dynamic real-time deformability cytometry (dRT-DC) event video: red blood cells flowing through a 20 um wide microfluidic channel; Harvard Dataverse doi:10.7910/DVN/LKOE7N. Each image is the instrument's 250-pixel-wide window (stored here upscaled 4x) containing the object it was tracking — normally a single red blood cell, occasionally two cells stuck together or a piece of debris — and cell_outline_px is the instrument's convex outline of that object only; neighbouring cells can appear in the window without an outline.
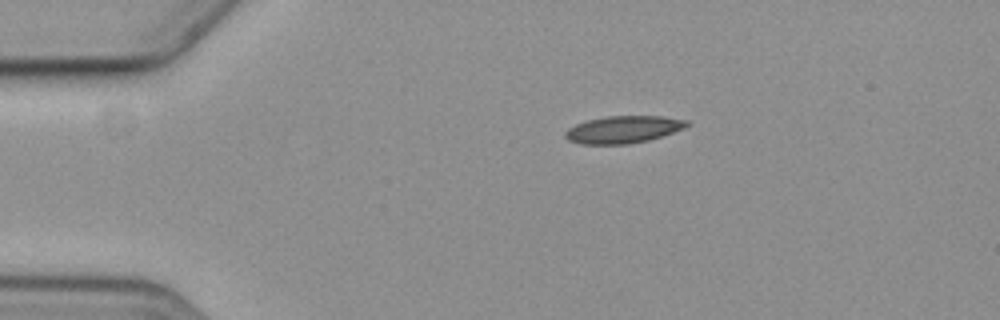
{"species": "common noctule bat (a hibernating species)", "species_latin": "Nyctalus noctula", "temperature_condition": "cold", "stored_images_in_passage": 6, "camera_frame_rate_fps": 3000, "um_per_image_px": 0.085, "animal": {"sex": "female", "body_mass_g": 19.3, "forearm_length_mm": 54.1}, "frame": {"image": 1, "passage_image": 1, "time_ms": 0.0, "image_size_px": [1000, 320], "cell_outline_px": [[692, 124], [684, 128], [648, 140], [628, 144], [580, 144], [568, 140], [564, 136], [564, 132], [568, 128], [576, 124], [588, 120], [608, 116], [660, 116], [688, 120]], "centroid_in_image_um": [52.97, 11.0], "position_along_channel_um": 32.0, "area_um2": 19.25}}
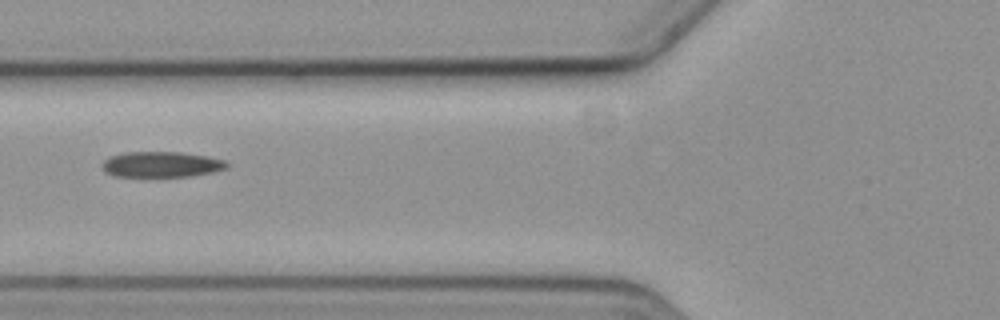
{"frame": {"image": 2, "passage_image": 4, "time_ms": 3.667, "image_size_px": [1000, 320], "cell_outline_px": [[232, 164], [228, 168], [212, 172], [192, 176], [112, 176], [104, 172], [100, 164], [104, 160], [112, 156], [124, 152], [180, 152], [208, 156], [224, 160]], "centroid_in_image_um": [13.73, 13.97], "position_along_channel_um": 112.1, "area_um2": 18.79}}
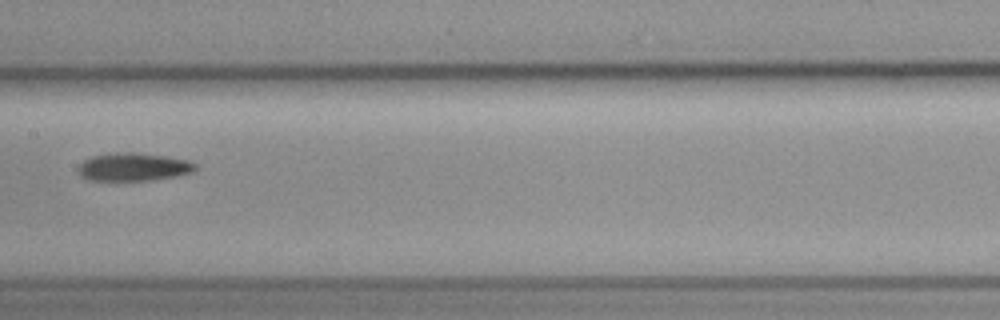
{"frame": {"image": 3, "passage_image": 6, "time_ms": 6.0, "image_size_px": [1000, 320], "cell_outline_px": [[196, 168], [192, 172], [176, 176], [148, 180], [92, 180], [80, 176], [76, 168], [84, 160], [92, 156], [112, 152], [136, 152], [164, 156], [188, 160], [196, 164]], "centroid_in_image_um": [11.31, 14.18], "position_along_channel_um": 196.1, "area_um2": 19.13}}